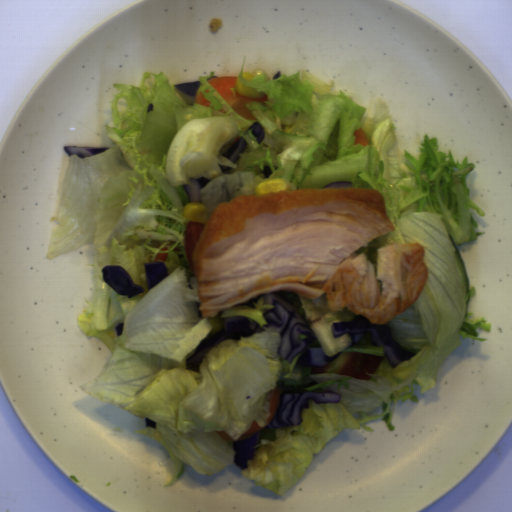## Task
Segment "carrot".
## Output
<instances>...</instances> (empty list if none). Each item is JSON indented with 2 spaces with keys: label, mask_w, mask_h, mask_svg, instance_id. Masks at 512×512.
Instances as JSON below:
<instances>
[{
  "label": "carrot",
  "mask_w": 512,
  "mask_h": 512,
  "mask_svg": "<svg viewBox=\"0 0 512 512\" xmlns=\"http://www.w3.org/2000/svg\"><path fill=\"white\" fill-rule=\"evenodd\" d=\"M236 76H220L207 80V83L224 99V101L244 120H257L256 117L247 109L245 104L259 102L266 105L269 101L268 95L262 98H249L241 95L236 90Z\"/></svg>",
  "instance_id": "b8716197"
},
{
  "label": "carrot",
  "mask_w": 512,
  "mask_h": 512,
  "mask_svg": "<svg viewBox=\"0 0 512 512\" xmlns=\"http://www.w3.org/2000/svg\"><path fill=\"white\" fill-rule=\"evenodd\" d=\"M265 398L270 403V406H269L270 416L266 419L267 423L269 424L272 422V420L281 404V392H280L279 387L276 386L275 389L270 390L266 394Z\"/></svg>",
  "instance_id": "cead05ca"
},
{
  "label": "carrot",
  "mask_w": 512,
  "mask_h": 512,
  "mask_svg": "<svg viewBox=\"0 0 512 512\" xmlns=\"http://www.w3.org/2000/svg\"><path fill=\"white\" fill-rule=\"evenodd\" d=\"M262 430H264V427H260L257 424L256 420H254L252 422L251 426L247 429V431L244 432L243 434H241L236 441L245 440L247 438H250V437H252L253 435L257 434L258 432H260Z\"/></svg>",
  "instance_id": "1c9b5961"
},
{
  "label": "carrot",
  "mask_w": 512,
  "mask_h": 512,
  "mask_svg": "<svg viewBox=\"0 0 512 512\" xmlns=\"http://www.w3.org/2000/svg\"><path fill=\"white\" fill-rule=\"evenodd\" d=\"M353 135L356 137L354 145L360 144L361 146L364 147L369 145L368 138L362 128L354 130Z\"/></svg>",
  "instance_id": "07d2c1c8"
},
{
  "label": "carrot",
  "mask_w": 512,
  "mask_h": 512,
  "mask_svg": "<svg viewBox=\"0 0 512 512\" xmlns=\"http://www.w3.org/2000/svg\"><path fill=\"white\" fill-rule=\"evenodd\" d=\"M194 101H195L196 104L202 105V106L207 107V108L210 107V105L212 103V102L208 101L205 98L203 92H200V91L196 93Z\"/></svg>",
  "instance_id": "79d8ee17"
},
{
  "label": "carrot",
  "mask_w": 512,
  "mask_h": 512,
  "mask_svg": "<svg viewBox=\"0 0 512 512\" xmlns=\"http://www.w3.org/2000/svg\"><path fill=\"white\" fill-rule=\"evenodd\" d=\"M168 256V252H160L155 256L154 262H166L168 261Z\"/></svg>",
  "instance_id": "46ec933d"
},
{
  "label": "carrot",
  "mask_w": 512,
  "mask_h": 512,
  "mask_svg": "<svg viewBox=\"0 0 512 512\" xmlns=\"http://www.w3.org/2000/svg\"><path fill=\"white\" fill-rule=\"evenodd\" d=\"M215 431V430H214ZM215 433L220 436L223 440L226 442H235V440L226 432L222 431H215Z\"/></svg>",
  "instance_id": "abdcd85c"
},
{
  "label": "carrot",
  "mask_w": 512,
  "mask_h": 512,
  "mask_svg": "<svg viewBox=\"0 0 512 512\" xmlns=\"http://www.w3.org/2000/svg\"><path fill=\"white\" fill-rule=\"evenodd\" d=\"M160 251L162 252H166V251H169L168 247L167 246H163Z\"/></svg>",
  "instance_id": "7f4f0e56"
}]
</instances>
